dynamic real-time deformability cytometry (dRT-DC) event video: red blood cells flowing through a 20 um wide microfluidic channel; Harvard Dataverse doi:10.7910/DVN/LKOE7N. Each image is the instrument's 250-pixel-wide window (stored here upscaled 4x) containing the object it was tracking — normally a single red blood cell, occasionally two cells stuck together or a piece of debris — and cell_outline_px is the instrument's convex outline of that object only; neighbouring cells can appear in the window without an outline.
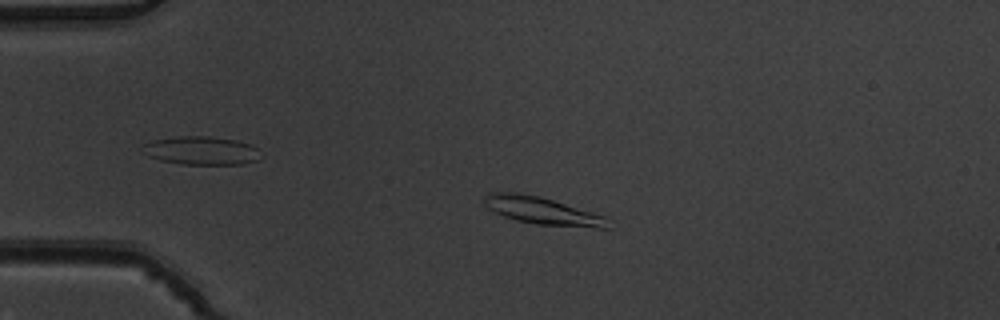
{"species": "common noctule bat (a hibernating species)", "species_latin": "Nyctalus noctula", "temperature_condition": "warm", "stored_images_in_passage": 52, "camera_frame_rate_fps": 3000, "um_per_image_px": 0.085, "animal": {"sex": "male", "body_mass_g": 19.5, "forearm_length_mm": 54.6}, "frame": {"image": 1, "passage_image": 12, "time_ms": 3.667, "image_size_px": [1000, 320], "cell_outline_px": [[608, 228], [596, 228], [536, 224], [516, 220], [504, 216], [488, 208], [484, 204], [484, 196], [492, 192], [520, 192], [540, 196], [608, 216]], "centroid_in_image_um": [46.13, 17.91], "position_along_channel_um": 38.9, "area_um2": 19.88}}
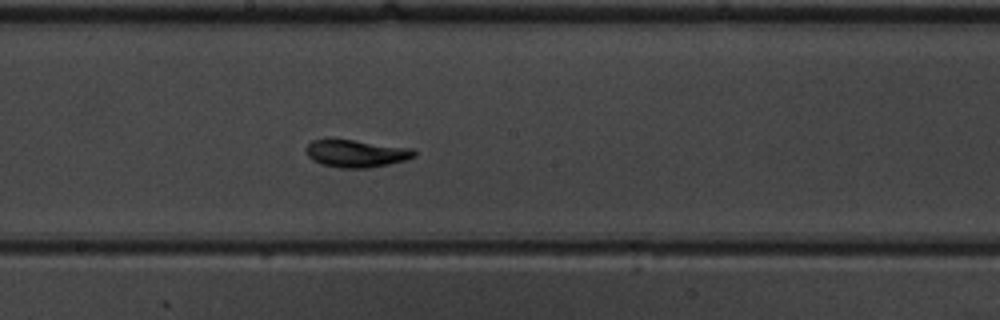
{"frame": {"image": 2, "passage_image": 29, "time_ms": 9.333, "image_size_px": [1000, 320], "cell_outline_px": [[416, 156], [404, 160], [388, 164], [368, 168], [340, 168], [320, 164], [312, 160], [308, 156], [304, 148], [312, 140], [352, 140], [412, 148], [416, 152]], "centroid_in_image_um": [30.26, 13.06], "position_along_channel_um": 217.9, "area_um2": 17.17}}
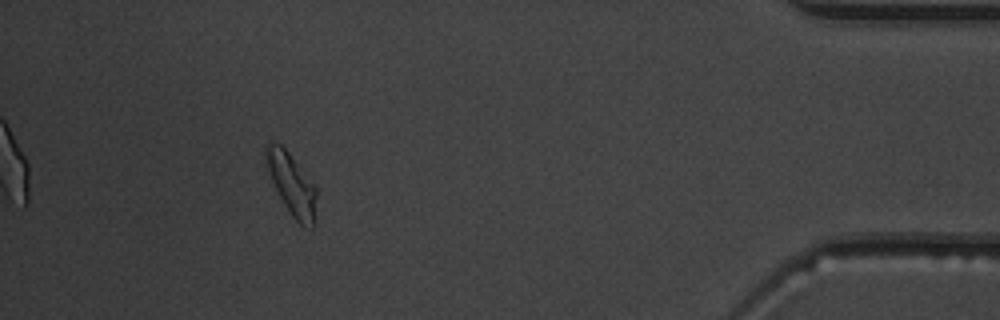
{"frame": {"image": 3, "passage_image": 48, "time_ms": 15.667, "image_size_px": [1000, 320], "cell_outline_px": [[316, 196], [312, 228], [304, 228], [292, 216], [284, 204], [264, 164], [264, 144], [280, 144], [288, 152], [316, 188]], "centroid_in_image_um": [24.75, 15.64], "position_along_channel_um": 410.5, "area_um2": 17.69}, "authors_computed_cell_mechanics": {"area_um2": 17.6001, "velocity_mm_per_s": 3.8492, "shape_relaxation_time_tau1_ms": 2.32, "shape_relaxation_time_tau2_ms": 1.0279, "deformation_change_tau1": 0.1128, "deformation_change_tau2": 0.0512}}